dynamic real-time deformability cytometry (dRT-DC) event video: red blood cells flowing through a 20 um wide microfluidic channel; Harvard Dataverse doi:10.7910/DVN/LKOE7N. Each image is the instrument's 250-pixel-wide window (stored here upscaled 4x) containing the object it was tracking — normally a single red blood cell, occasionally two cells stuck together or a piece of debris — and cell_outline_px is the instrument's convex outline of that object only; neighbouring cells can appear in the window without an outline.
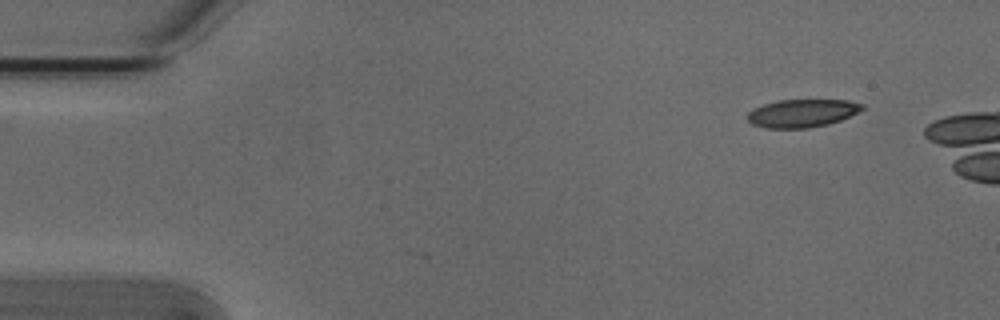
{"species": "Egyptian fruit bat (a non-hibernating species)", "species_latin": "Rousettus aegyptiacus", "temperature_condition": "cold", "stored_images_in_passage": 43, "camera_frame_rate_fps": 3000, "um_per_image_px": 0.085, "animal": {"sex": "male"}, "frame": {"image": 1, "passage_image": 1, "time_ms": 0.0, "image_size_px": [1000, 320], "cell_outline_px": [[864, 108], [840, 120], [828, 124], [808, 128], [764, 128], [752, 124], [748, 120], [748, 112], [764, 104], [776, 100], [848, 100], [864, 104]], "centroid_in_image_um": [68.17, 9.62], "position_along_channel_um": 16.8, "area_um2": 18.55}}
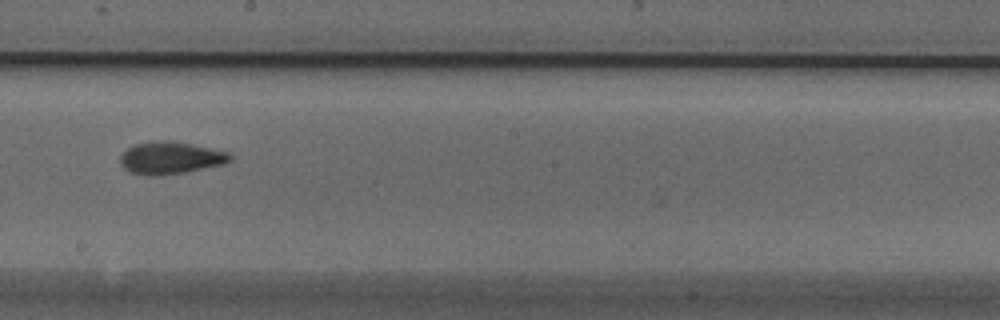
{"frame": {"image": 2, "passage_image": 26, "time_ms": 8.333, "image_size_px": [1000, 320], "cell_outline_px": [[232, 160], [224, 164], [184, 172], [148, 176], [132, 172], [124, 168], [120, 164], [120, 156], [128, 148], [136, 144], [156, 140], [172, 140], [216, 148], [232, 152]], "centroid_in_image_um": [14.56, 13.39], "position_along_channel_um": 233.6, "area_um2": 20.87}}
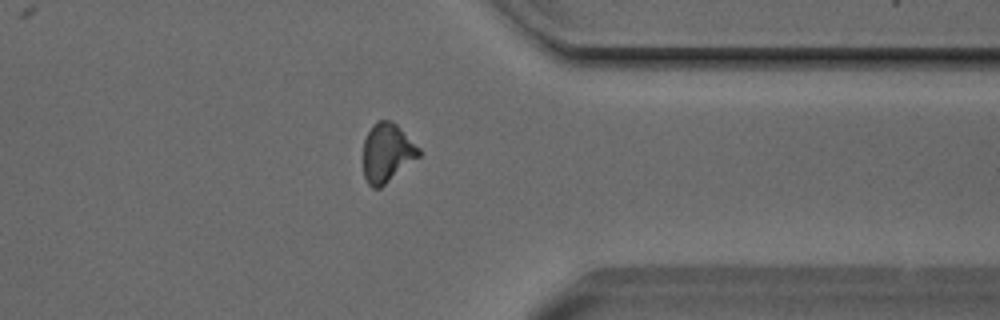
{"frame": {"image": 3, "passage_image": 38, "time_ms": 12.333, "image_size_px": [1000, 320], "cell_outline_px": [[420, 156], [380, 188], [372, 188], [368, 184], [364, 176], [364, 140], [372, 124], [376, 120], [392, 120], [420, 148]], "centroid_in_image_um": [32.9, 12.97], "position_along_channel_um": 378.5, "area_um2": 19.02}}